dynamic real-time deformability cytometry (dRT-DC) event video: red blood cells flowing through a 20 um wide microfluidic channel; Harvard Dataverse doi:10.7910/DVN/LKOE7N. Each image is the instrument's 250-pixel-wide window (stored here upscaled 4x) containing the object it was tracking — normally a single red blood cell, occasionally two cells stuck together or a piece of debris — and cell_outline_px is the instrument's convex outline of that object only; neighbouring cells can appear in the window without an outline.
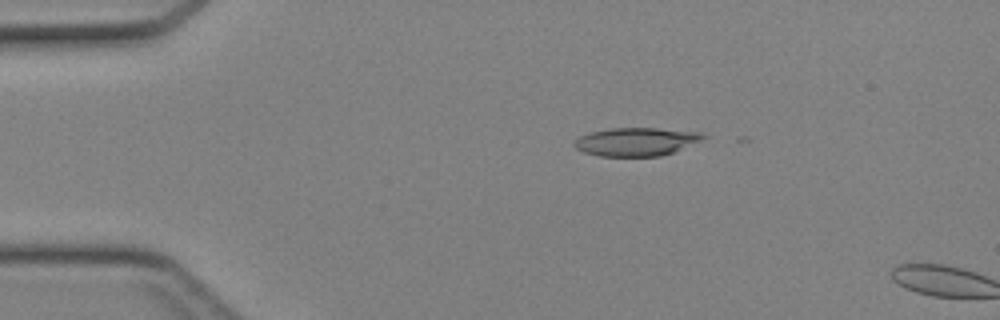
{"species": "Egyptian fruit bat (a non-hibernating species)", "species_latin": "Rousettus aegyptiacus", "temperature_condition": "cold", "stored_images_in_passage": 7, "camera_frame_rate_fps": 3000, "um_per_image_px": 0.085, "animal": {"sex": "female"}, "frame": {"image": 1, "passage_image": 4, "time_ms": 1.0, "image_size_px": [1000, 320], "cell_outline_px": [[708, 136], [700, 140], [672, 152], [660, 156], [600, 156], [584, 152], [576, 148], [572, 144], [580, 136], [592, 132], [612, 128], [656, 128], [700, 132]], "centroid_in_image_um": [54.06, 12.04], "position_along_channel_um": 30.9, "area_um2": 20.92}}